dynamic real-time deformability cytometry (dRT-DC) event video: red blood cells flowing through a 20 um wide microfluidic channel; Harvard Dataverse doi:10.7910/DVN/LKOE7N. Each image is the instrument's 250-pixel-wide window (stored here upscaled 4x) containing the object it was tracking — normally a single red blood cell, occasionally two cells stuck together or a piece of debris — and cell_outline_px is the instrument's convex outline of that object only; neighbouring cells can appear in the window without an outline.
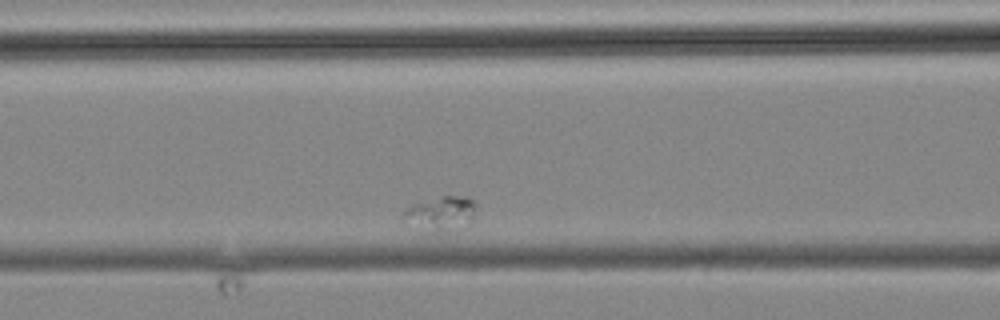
{"species": "common noctule bat (a hibernating species)", "species_latin": "Nyctalus noctula", "temperature_condition": "cold", "stored_images_in_passage": 3, "camera_frame_rate_fps": 3000, "um_per_image_px": 0.085, "animal": {"sex": "male", "body_mass_g": 19.2, "forearm_length_mm": 51.8}, "frame": {"image": 1, "passage_image": 3, "time_ms": 2.0, "image_size_px": [1000, 320], "cell_outline_px": [[476, 208], [472, 220], [448, 232], [440, 232], [404, 212], [408, 208], [416, 204], [444, 196], [468, 196], [476, 200]], "centroid_in_image_um": [37.79, 18.04], "position_along_channel_um": 128.8, "area_um2": 12.66}}